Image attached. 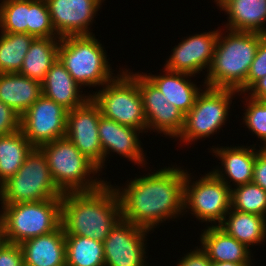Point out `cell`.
Returning <instances> with one entry per match:
<instances>
[{
  "instance_id": "23",
  "label": "cell",
  "mask_w": 266,
  "mask_h": 266,
  "mask_svg": "<svg viewBox=\"0 0 266 266\" xmlns=\"http://www.w3.org/2000/svg\"><path fill=\"white\" fill-rule=\"evenodd\" d=\"M42 95V84L19 73H0V101L21 116Z\"/></svg>"
},
{
  "instance_id": "9",
  "label": "cell",
  "mask_w": 266,
  "mask_h": 266,
  "mask_svg": "<svg viewBox=\"0 0 266 266\" xmlns=\"http://www.w3.org/2000/svg\"><path fill=\"white\" fill-rule=\"evenodd\" d=\"M199 92L194 106L185 115V123L178 139L190 143L207 138L222 128L228 117L235 90L205 87Z\"/></svg>"
},
{
  "instance_id": "6",
  "label": "cell",
  "mask_w": 266,
  "mask_h": 266,
  "mask_svg": "<svg viewBox=\"0 0 266 266\" xmlns=\"http://www.w3.org/2000/svg\"><path fill=\"white\" fill-rule=\"evenodd\" d=\"M95 38L93 34L60 39L58 59L81 88L84 85L102 87L115 77L108 65L106 50Z\"/></svg>"
},
{
  "instance_id": "39",
  "label": "cell",
  "mask_w": 266,
  "mask_h": 266,
  "mask_svg": "<svg viewBox=\"0 0 266 266\" xmlns=\"http://www.w3.org/2000/svg\"><path fill=\"white\" fill-rule=\"evenodd\" d=\"M248 97L266 102V76L258 80L249 90Z\"/></svg>"
},
{
  "instance_id": "13",
  "label": "cell",
  "mask_w": 266,
  "mask_h": 266,
  "mask_svg": "<svg viewBox=\"0 0 266 266\" xmlns=\"http://www.w3.org/2000/svg\"><path fill=\"white\" fill-rule=\"evenodd\" d=\"M148 232L121 219L103 242L105 266H148L145 260Z\"/></svg>"
},
{
  "instance_id": "20",
  "label": "cell",
  "mask_w": 266,
  "mask_h": 266,
  "mask_svg": "<svg viewBox=\"0 0 266 266\" xmlns=\"http://www.w3.org/2000/svg\"><path fill=\"white\" fill-rule=\"evenodd\" d=\"M42 84V95L68 111L84 104L91 96L80 92V86L59 59L50 67ZM82 94V95H81Z\"/></svg>"
},
{
  "instance_id": "32",
  "label": "cell",
  "mask_w": 266,
  "mask_h": 266,
  "mask_svg": "<svg viewBox=\"0 0 266 266\" xmlns=\"http://www.w3.org/2000/svg\"><path fill=\"white\" fill-rule=\"evenodd\" d=\"M28 34L34 38L58 37L51 22L46 0H31V18Z\"/></svg>"
},
{
  "instance_id": "15",
  "label": "cell",
  "mask_w": 266,
  "mask_h": 266,
  "mask_svg": "<svg viewBox=\"0 0 266 266\" xmlns=\"http://www.w3.org/2000/svg\"><path fill=\"white\" fill-rule=\"evenodd\" d=\"M219 29L189 36L172 49L173 54L165 62L164 69L173 72L199 74L211 67Z\"/></svg>"
},
{
  "instance_id": "29",
  "label": "cell",
  "mask_w": 266,
  "mask_h": 266,
  "mask_svg": "<svg viewBox=\"0 0 266 266\" xmlns=\"http://www.w3.org/2000/svg\"><path fill=\"white\" fill-rule=\"evenodd\" d=\"M0 36V73H18L32 41L27 33H3Z\"/></svg>"
},
{
  "instance_id": "26",
  "label": "cell",
  "mask_w": 266,
  "mask_h": 266,
  "mask_svg": "<svg viewBox=\"0 0 266 266\" xmlns=\"http://www.w3.org/2000/svg\"><path fill=\"white\" fill-rule=\"evenodd\" d=\"M60 39L59 37L35 38L18 73L42 83L48 70L58 59Z\"/></svg>"
},
{
  "instance_id": "14",
  "label": "cell",
  "mask_w": 266,
  "mask_h": 266,
  "mask_svg": "<svg viewBox=\"0 0 266 266\" xmlns=\"http://www.w3.org/2000/svg\"><path fill=\"white\" fill-rule=\"evenodd\" d=\"M137 84L141 94L148 130H156L171 138L181 134L185 114L170 104L167 97L143 74L137 73Z\"/></svg>"
},
{
  "instance_id": "7",
  "label": "cell",
  "mask_w": 266,
  "mask_h": 266,
  "mask_svg": "<svg viewBox=\"0 0 266 266\" xmlns=\"http://www.w3.org/2000/svg\"><path fill=\"white\" fill-rule=\"evenodd\" d=\"M102 88L90 94L101 115L146 133L147 120L137 84V73L122 70Z\"/></svg>"
},
{
  "instance_id": "8",
  "label": "cell",
  "mask_w": 266,
  "mask_h": 266,
  "mask_svg": "<svg viewBox=\"0 0 266 266\" xmlns=\"http://www.w3.org/2000/svg\"><path fill=\"white\" fill-rule=\"evenodd\" d=\"M52 178L47 159L38 147L27 155L17 173L0 186L1 204L62 198Z\"/></svg>"
},
{
  "instance_id": "21",
  "label": "cell",
  "mask_w": 266,
  "mask_h": 266,
  "mask_svg": "<svg viewBox=\"0 0 266 266\" xmlns=\"http://www.w3.org/2000/svg\"><path fill=\"white\" fill-rule=\"evenodd\" d=\"M201 249L211 261L252 263L251 249L213 224L200 235Z\"/></svg>"
},
{
  "instance_id": "25",
  "label": "cell",
  "mask_w": 266,
  "mask_h": 266,
  "mask_svg": "<svg viewBox=\"0 0 266 266\" xmlns=\"http://www.w3.org/2000/svg\"><path fill=\"white\" fill-rule=\"evenodd\" d=\"M219 227L248 248L266 239V217L261 215L230 209Z\"/></svg>"
},
{
  "instance_id": "40",
  "label": "cell",
  "mask_w": 266,
  "mask_h": 266,
  "mask_svg": "<svg viewBox=\"0 0 266 266\" xmlns=\"http://www.w3.org/2000/svg\"><path fill=\"white\" fill-rule=\"evenodd\" d=\"M253 263L216 262L211 261V266H251Z\"/></svg>"
},
{
  "instance_id": "38",
  "label": "cell",
  "mask_w": 266,
  "mask_h": 266,
  "mask_svg": "<svg viewBox=\"0 0 266 266\" xmlns=\"http://www.w3.org/2000/svg\"><path fill=\"white\" fill-rule=\"evenodd\" d=\"M195 249L184 255L176 266H211L207 254L200 247Z\"/></svg>"
},
{
  "instance_id": "30",
  "label": "cell",
  "mask_w": 266,
  "mask_h": 266,
  "mask_svg": "<svg viewBox=\"0 0 266 266\" xmlns=\"http://www.w3.org/2000/svg\"><path fill=\"white\" fill-rule=\"evenodd\" d=\"M31 18V0H3L0 3V27L3 33H27Z\"/></svg>"
},
{
  "instance_id": "18",
  "label": "cell",
  "mask_w": 266,
  "mask_h": 266,
  "mask_svg": "<svg viewBox=\"0 0 266 266\" xmlns=\"http://www.w3.org/2000/svg\"><path fill=\"white\" fill-rule=\"evenodd\" d=\"M24 266H66V242L62 225L55 231L19 244Z\"/></svg>"
},
{
  "instance_id": "10",
  "label": "cell",
  "mask_w": 266,
  "mask_h": 266,
  "mask_svg": "<svg viewBox=\"0 0 266 266\" xmlns=\"http://www.w3.org/2000/svg\"><path fill=\"white\" fill-rule=\"evenodd\" d=\"M189 175L186 170L184 210L191 209L198 220L219 226L231 208V188L212 171L193 183Z\"/></svg>"
},
{
  "instance_id": "41",
  "label": "cell",
  "mask_w": 266,
  "mask_h": 266,
  "mask_svg": "<svg viewBox=\"0 0 266 266\" xmlns=\"http://www.w3.org/2000/svg\"><path fill=\"white\" fill-rule=\"evenodd\" d=\"M217 2V6H219L220 9H224L228 4H230L234 0H214Z\"/></svg>"
},
{
  "instance_id": "12",
  "label": "cell",
  "mask_w": 266,
  "mask_h": 266,
  "mask_svg": "<svg viewBox=\"0 0 266 266\" xmlns=\"http://www.w3.org/2000/svg\"><path fill=\"white\" fill-rule=\"evenodd\" d=\"M100 116L98 105L90 97L84 104L68 111L65 137L101 171L105 164L98 133Z\"/></svg>"
},
{
  "instance_id": "24",
  "label": "cell",
  "mask_w": 266,
  "mask_h": 266,
  "mask_svg": "<svg viewBox=\"0 0 266 266\" xmlns=\"http://www.w3.org/2000/svg\"><path fill=\"white\" fill-rule=\"evenodd\" d=\"M223 10L229 18L227 30L266 35V0H234Z\"/></svg>"
},
{
  "instance_id": "37",
  "label": "cell",
  "mask_w": 266,
  "mask_h": 266,
  "mask_svg": "<svg viewBox=\"0 0 266 266\" xmlns=\"http://www.w3.org/2000/svg\"><path fill=\"white\" fill-rule=\"evenodd\" d=\"M252 182L266 191V148L256 151Z\"/></svg>"
},
{
  "instance_id": "16",
  "label": "cell",
  "mask_w": 266,
  "mask_h": 266,
  "mask_svg": "<svg viewBox=\"0 0 266 266\" xmlns=\"http://www.w3.org/2000/svg\"><path fill=\"white\" fill-rule=\"evenodd\" d=\"M102 1L105 0H46L58 37L92 35L89 25Z\"/></svg>"
},
{
  "instance_id": "22",
  "label": "cell",
  "mask_w": 266,
  "mask_h": 266,
  "mask_svg": "<svg viewBox=\"0 0 266 266\" xmlns=\"http://www.w3.org/2000/svg\"><path fill=\"white\" fill-rule=\"evenodd\" d=\"M166 71V72H165ZM164 75H144L160 90L170 104L179 108L185 115L192 109L200 88L191 82L192 74L173 72L164 69ZM186 77V78H185Z\"/></svg>"
},
{
  "instance_id": "36",
  "label": "cell",
  "mask_w": 266,
  "mask_h": 266,
  "mask_svg": "<svg viewBox=\"0 0 266 266\" xmlns=\"http://www.w3.org/2000/svg\"><path fill=\"white\" fill-rule=\"evenodd\" d=\"M0 266H24L20 245L0 240Z\"/></svg>"
},
{
  "instance_id": "3",
  "label": "cell",
  "mask_w": 266,
  "mask_h": 266,
  "mask_svg": "<svg viewBox=\"0 0 266 266\" xmlns=\"http://www.w3.org/2000/svg\"><path fill=\"white\" fill-rule=\"evenodd\" d=\"M230 33H229V32ZM218 34L211 67L205 78L207 87L244 93V83L255 57L261 33L228 30Z\"/></svg>"
},
{
  "instance_id": "34",
  "label": "cell",
  "mask_w": 266,
  "mask_h": 266,
  "mask_svg": "<svg viewBox=\"0 0 266 266\" xmlns=\"http://www.w3.org/2000/svg\"><path fill=\"white\" fill-rule=\"evenodd\" d=\"M266 76V35H264L251 63L246 82L244 83V95L260 79Z\"/></svg>"
},
{
  "instance_id": "2",
  "label": "cell",
  "mask_w": 266,
  "mask_h": 266,
  "mask_svg": "<svg viewBox=\"0 0 266 266\" xmlns=\"http://www.w3.org/2000/svg\"><path fill=\"white\" fill-rule=\"evenodd\" d=\"M121 219L119 196L109 182L94 191L64 193L62 196L61 225L65 235L104 242Z\"/></svg>"
},
{
  "instance_id": "5",
  "label": "cell",
  "mask_w": 266,
  "mask_h": 266,
  "mask_svg": "<svg viewBox=\"0 0 266 266\" xmlns=\"http://www.w3.org/2000/svg\"><path fill=\"white\" fill-rule=\"evenodd\" d=\"M39 148L44 153L55 185L62 194L94 191L107 182L90 177V174L99 173V168L68 138L56 139Z\"/></svg>"
},
{
  "instance_id": "33",
  "label": "cell",
  "mask_w": 266,
  "mask_h": 266,
  "mask_svg": "<svg viewBox=\"0 0 266 266\" xmlns=\"http://www.w3.org/2000/svg\"><path fill=\"white\" fill-rule=\"evenodd\" d=\"M248 98L245 99L247 109H245L243 123L249 131L251 130L259 139H262L264 142L262 148H266V102Z\"/></svg>"
},
{
  "instance_id": "4",
  "label": "cell",
  "mask_w": 266,
  "mask_h": 266,
  "mask_svg": "<svg viewBox=\"0 0 266 266\" xmlns=\"http://www.w3.org/2000/svg\"><path fill=\"white\" fill-rule=\"evenodd\" d=\"M62 198L36 202L2 204L0 239L21 244L28 239L49 234L61 226Z\"/></svg>"
},
{
  "instance_id": "35",
  "label": "cell",
  "mask_w": 266,
  "mask_h": 266,
  "mask_svg": "<svg viewBox=\"0 0 266 266\" xmlns=\"http://www.w3.org/2000/svg\"><path fill=\"white\" fill-rule=\"evenodd\" d=\"M20 118L19 113L0 101V136L20 130Z\"/></svg>"
},
{
  "instance_id": "19",
  "label": "cell",
  "mask_w": 266,
  "mask_h": 266,
  "mask_svg": "<svg viewBox=\"0 0 266 266\" xmlns=\"http://www.w3.org/2000/svg\"><path fill=\"white\" fill-rule=\"evenodd\" d=\"M254 148L243 146L235 147H218L211 148L216 157H219L222 165L221 169H214L212 172L221 179L229 188H232L230 182L235 186L248 184L253 179V166L256 157L255 145ZM225 172H224V171ZM228 176V177H227ZM230 180H229V179ZM227 179V180H226ZM229 181V182H228Z\"/></svg>"
},
{
  "instance_id": "17",
  "label": "cell",
  "mask_w": 266,
  "mask_h": 266,
  "mask_svg": "<svg viewBox=\"0 0 266 266\" xmlns=\"http://www.w3.org/2000/svg\"><path fill=\"white\" fill-rule=\"evenodd\" d=\"M142 132L133 127L121 125L101 115L98 133L102 145L104 163L107 155H110L112 151L123 156V158H128L129 161L137 165L139 164L143 168V165L145 166L146 164L144 160L146 155L143 153L141 141L139 140V134Z\"/></svg>"
},
{
  "instance_id": "27",
  "label": "cell",
  "mask_w": 266,
  "mask_h": 266,
  "mask_svg": "<svg viewBox=\"0 0 266 266\" xmlns=\"http://www.w3.org/2000/svg\"><path fill=\"white\" fill-rule=\"evenodd\" d=\"M33 148L21 130L0 136V186L17 173Z\"/></svg>"
},
{
  "instance_id": "28",
  "label": "cell",
  "mask_w": 266,
  "mask_h": 266,
  "mask_svg": "<svg viewBox=\"0 0 266 266\" xmlns=\"http://www.w3.org/2000/svg\"><path fill=\"white\" fill-rule=\"evenodd\" d=\"M66 266H105L104 243L91 238L65 235Z\"/></svg>"
},
{
  "instance_id": "1",
  "label": "cell",
  "mask_w": 266,
  "mask_h": 266,
  "mask_svg": "<svg viewBox=\"0 0 266 266\" xmlns=\"http://www.w3.org/2000/svg\"><path fill=\"white\" fill-rule=\"evenodd\" d=\"M185 171L181 167H165L135 177L125 188L116 186L122 220L151 231L166 219L183 215Z\"/></svg>"
},
{
  "instance_id": "11",
  "label": "cell",
  "mask_w": 266,
  "mask_h": 266,
  "mask_svg": "<svg viewBox=\"0 0 266 266\" xmlns=\"http://www.w3.org/2000/svg\"><path fill=\"white\" fill-rule=\"evenodd\" d=\"M68 110L41 95L20 118V130L34 147L65 137Z\"/></svg>"
},
{
  "instance_id": "31",
  "label": "cell",
  "mask_w": 266,
  "mask_h": 266,
  "mask_svg": "<svg viewBox=\"0 0 266 266\" xmlns=\"http://www.w3.org/2000/svg\"><path fill=\"white\" fill-rule=\"evenodd\" d=\"M266 217V191L253 182L231 188V208Z\"/></svg>"
}]
</instances>
